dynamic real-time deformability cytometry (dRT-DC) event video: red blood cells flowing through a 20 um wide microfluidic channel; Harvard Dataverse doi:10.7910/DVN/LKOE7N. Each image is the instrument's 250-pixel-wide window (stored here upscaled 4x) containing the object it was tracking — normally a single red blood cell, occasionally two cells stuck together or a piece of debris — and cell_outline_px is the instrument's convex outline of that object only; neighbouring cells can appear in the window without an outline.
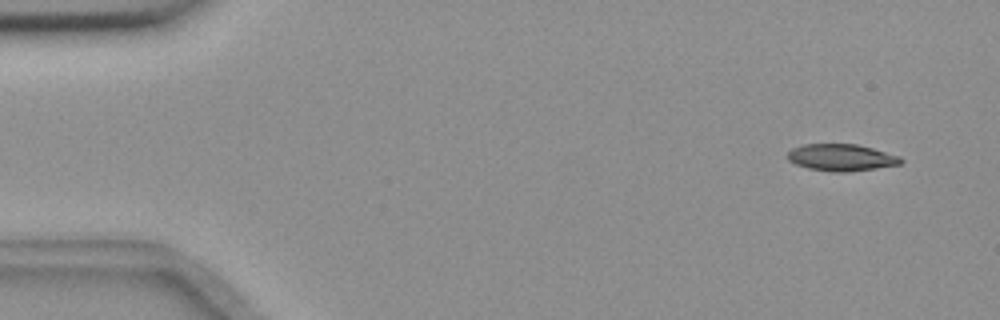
{"species": "common noctule bat (a hibernating species)", "species_latin": "Nyctalus noctula", "temperature_condition": "room temperature", "stored_images_in_passage": 4, "camera_frame_rate_fps": 3000, "um_per_image_px": 0.085, "animal": {"sex": "female", "body_mass_g": 18.4}, "frame": {"image": 1, "passage_image": 1, "time_ms": 0.0, "image_size_px": [1000, 320], "cell_outline_px": [[904, 160], [900, 164], [876, 168], [848, 172], [832, 172], [808, 168], [796, 164], [788, 160], [788, 152], [792, 148], [804, 144], [856, 144], [872, 148], [900, 156]], "centroid_in_image_um": [71.51, 13.39], "position_along_channel_um": 13.5, "area_um2": 17.69}}